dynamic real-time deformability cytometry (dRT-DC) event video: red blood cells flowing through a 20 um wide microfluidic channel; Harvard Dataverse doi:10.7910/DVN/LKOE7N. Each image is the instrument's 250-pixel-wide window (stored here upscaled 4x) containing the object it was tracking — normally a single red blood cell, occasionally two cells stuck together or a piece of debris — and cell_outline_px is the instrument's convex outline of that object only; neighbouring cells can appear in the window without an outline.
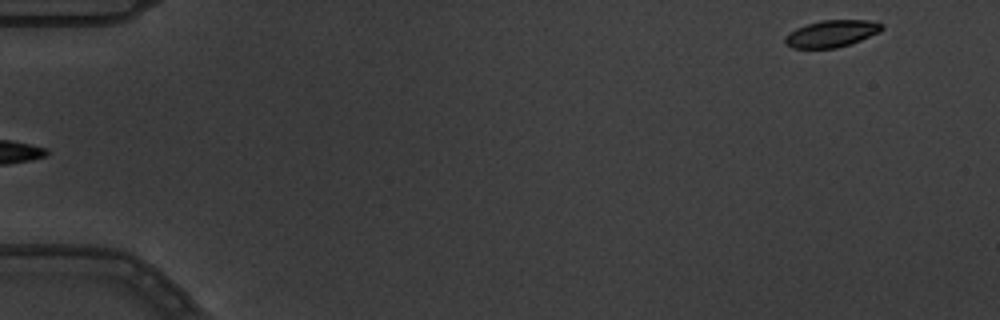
{"species": "common noctule bat (a hibernating species)", "species_latin": "Nyctalus noctula", "temperature_condition": "warm", "stored_images_in_passage": 6, "segment_of_instrument_passage": [2, 2], "camera_frame_rate_fps": 3000, "um_per_image_px": 0.085, "animal": {"sex": "male", "body_mass_g": 19.5, "forearm_length_mm": 54.6}, "frame": {"image": 1, "passage_image": 6, "time_ms": 1.667, "image_size_px": [1000, 320], "cell_outline_px": [[884, 28], [880, 32], [860, 40], [836, 48], [792, 48], [784, 44], [784, 36], [788, 32], [796, 28], [820, 20], [868, 20], [884, 24]], "centroid_in_image_um": [70.66, 2.85], "position_along_channel_um": 14.3, "area_um2": 15.26}}